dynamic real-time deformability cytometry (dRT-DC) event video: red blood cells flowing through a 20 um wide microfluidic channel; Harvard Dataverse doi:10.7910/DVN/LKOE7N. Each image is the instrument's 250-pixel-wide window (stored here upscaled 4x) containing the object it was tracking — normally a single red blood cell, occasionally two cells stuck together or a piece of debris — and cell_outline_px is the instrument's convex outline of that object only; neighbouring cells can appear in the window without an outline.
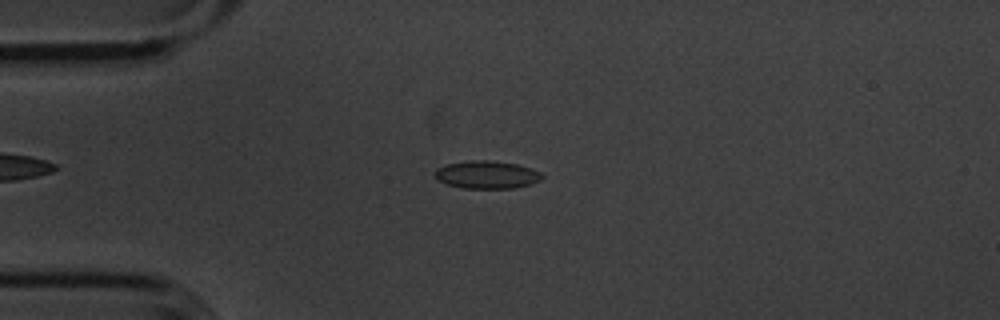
{"species": "common noctule bat (a hibernating species)", "species_latin": "Nyctalus noctula", "temperature_condition": "cold", "stored_images_in_passage": 51, "camera_frame_rate_fps": 3000, "um_per_image_px": 0.085, "animal": {"sex": "male", "body_mass_g": 20.1, "forearm_length_mm": 53.5}, "frame": {"image": 1, "passage_image": 10, "time_ms": 3.0, "image_size_px": [1000, 320], "cell_outline_px": [[544, 176], [540, 180], [532, 184], [512, 188], [464, 188], [448, 184], [436, 180], [432, 172], [436, 168], [448, 164], [472, 160], [488, 160], [516, 164], [532, 168], [540, 172]], "centroid_in_image_um": [41.36, 14.85], "position_along_channel_um": 43.6, "area_um2": 17.4}}
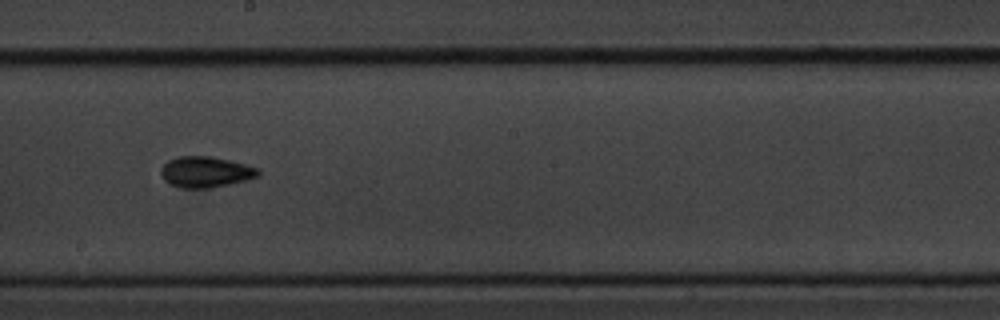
{"frame": {"image": 2, "passage_image": 27, "time_ms": 8.667, "image_size_px": [1000, 320], "cell_outline_px": [[260, 176], [228, 184], [208, 188], [180, 188], [164, 180], [160, 172], [160, 168], [168, 160], [180, 156], [208, 156], [228, 160], [260, 168]], "centroid_in_image_um": [17.47, 14.61], "position_along_channel_um": 230.7, "area_um2": 17.4}}
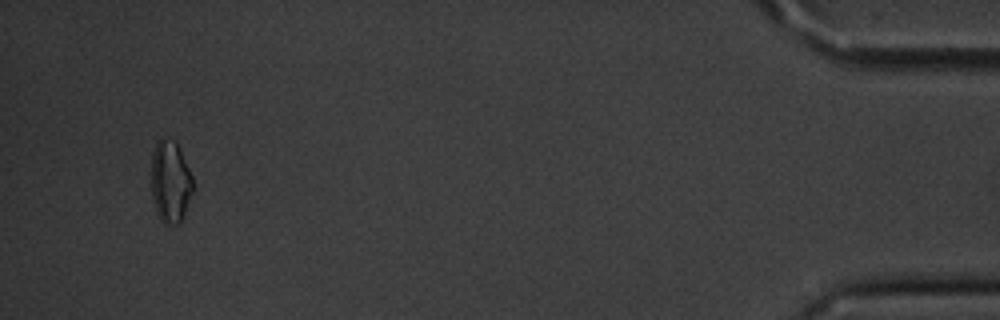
{"frame": {"image": 3, "passage_image": 49, "time_ms": 16.0, "image_size_px": [1000, 320], "cell_outline_px": [[192, 192], [184, 216], [180, 224], [164, 224], [160, 220], [156, 212], [152, 200], [152, 152], [160, 136], [164, 136], [176, 140], [180, 148], [192, 176]], "centroid_in_image_um": [14.47, 15.42], "position_along_channel_um": 420.7, "area_um2": 20.23}, "authors_computed_cell_mechanics": {"area_um2": 16.6464, "velocity_mm_per_s": 3.621, "shape_relaxation_time_tau1_ms": 3.0891, "shape_relaxation_time_tau2_ms": 6.8015, "deformation_change_tau1": 0.0866, "deformation_change_tau2": 0.1293}}